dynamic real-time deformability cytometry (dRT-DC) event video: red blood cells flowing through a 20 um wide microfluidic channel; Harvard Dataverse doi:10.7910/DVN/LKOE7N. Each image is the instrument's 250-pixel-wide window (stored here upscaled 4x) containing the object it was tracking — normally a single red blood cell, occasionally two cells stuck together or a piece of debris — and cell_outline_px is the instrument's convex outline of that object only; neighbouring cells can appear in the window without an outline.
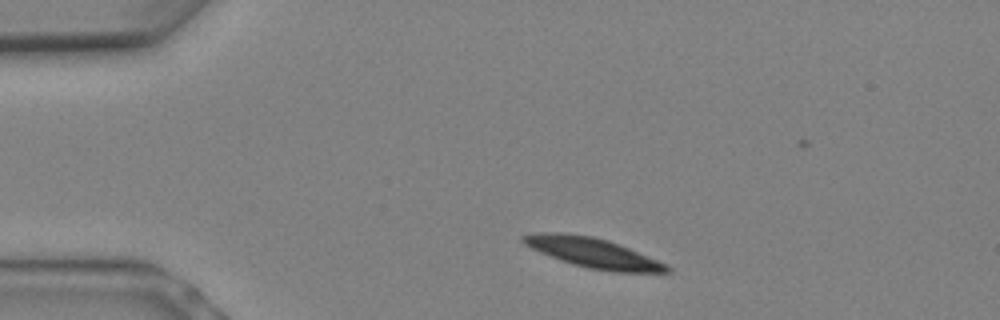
{"species": "Egyptian fruit bat (a non-hibernating species)", "species_latin": "Rousettus aegyptiacus", "temperature_condition": "warm", "stored_images_in_passage": 3, "camera_frame_rate_fps": 3000, "um_per_image_px": 0.085, "animal": {"sex": "female"}, "frame": {"image": 1, "passage_image": 1, "time_ms": 0.0, "image_size_px": [1000, 320], "cell_outline_px": [[672, 272], [612, 272], [588, 268], [572, 264], [560, 260], [540, 252], [524, 244], [520, 240], [520, 236], [540, 232], [560, 232], [592, 236], [608, 240], [668, 264], [672, 268]], "centroid_in_image_um": [50.4, 21.49], "position_along_channel_um": 34.6, "area_um2": 24.97}}